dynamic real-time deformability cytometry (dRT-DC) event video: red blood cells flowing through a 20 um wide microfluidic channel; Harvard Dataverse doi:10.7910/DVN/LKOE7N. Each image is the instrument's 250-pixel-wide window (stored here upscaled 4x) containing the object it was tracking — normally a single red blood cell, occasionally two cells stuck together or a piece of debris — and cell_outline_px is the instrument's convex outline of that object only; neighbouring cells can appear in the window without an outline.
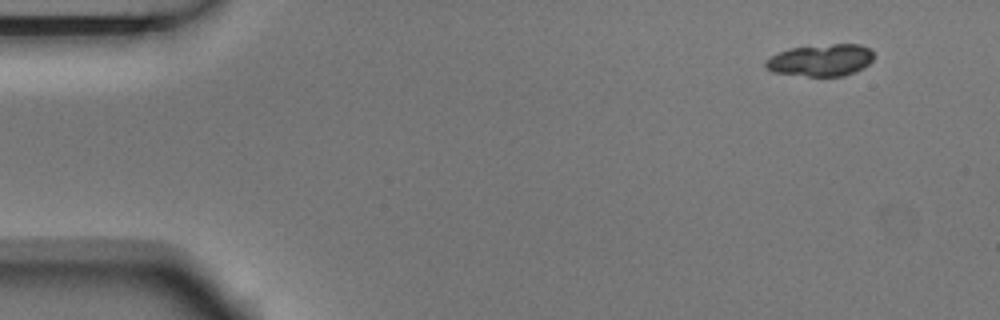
{"species": "Egyptian fruit bat (a non-hibernating species)", "species_latin": "Rousettus aegyptiacus", "temperature_condition": "room temperature", "stored_images_in_passage": 4, "camera_frame_rate_fps": 3000, "um_per_image_px": 0.085, "animal": {"sex": "male"}, "frame": {"image": 1, "passage_image": 1, "time_ms": 0.0, "image_size_px": [1000, 320], "cell_outline_px": [[872, 60], [864, 68], [844, 76], [808, 76], [772, 72], [764, 68], [764, 60], [780, 52], [792, 48], [832, 44], [860, 44], [868, 48], [872, 52]], "centroid_in_image_um": [69.75, 5.13], "position_along_channel_um": 15.2, "area_um2": 20.06}}
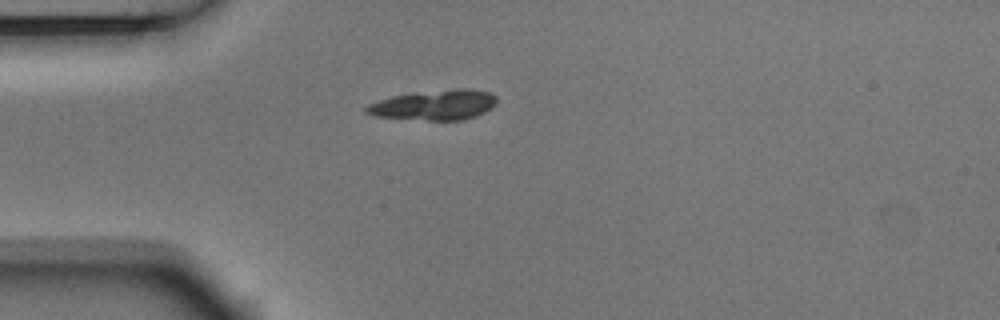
{"frame": {"image": 2, "passage_image": 4, "time_ms": 1.0, "image_size_px": [1000, 320], "cell_outline_px": [[496, 104], [492, 108], [476, 116], [464, 120], [428, 120], [372, 116], [364, 112], [364, 108], [368, 104], [392, 96], [456, 88], [468, 88], [488, 92], [496, 96]], "centroid_in_image_um": [36.94, 8.93], "position_along_channel_um": 48.1, "area_um2": 22.77}}